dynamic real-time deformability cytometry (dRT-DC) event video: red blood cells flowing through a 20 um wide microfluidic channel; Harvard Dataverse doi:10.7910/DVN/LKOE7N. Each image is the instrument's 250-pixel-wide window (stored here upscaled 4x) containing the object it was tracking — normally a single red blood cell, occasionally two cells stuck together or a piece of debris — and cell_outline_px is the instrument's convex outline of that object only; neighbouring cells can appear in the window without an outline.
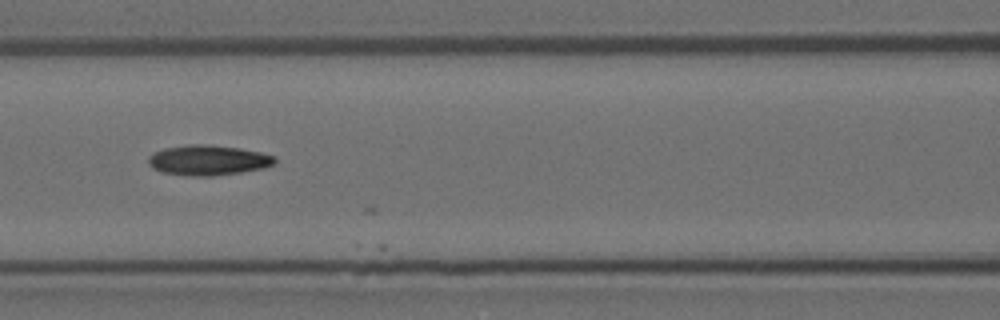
{"species": "Egyptian fruit bat (a non-hibernating species)", "species_latin": "Rousettus aegyptiacus", "temperature_condition": "room temperature", "stored_images_in_passage": 7, "camera_frame_rate_fps": 3000, "um_per_image_px": 0.085, "animal": {"sex": "female"}, "frame": {"image": 1, "passage_image": 6, "time_ms": 1.667, "image_size_px": [1000, 320], "cell_outline_px": [[276, 164], [264, 168], [240, 172], [212, 176], [188, 176], [160, 172], [152, 168], [148, 164], [148, 156], [152, 152], [164, 148], [192, 144], [208, 144], [240, 148], [260, 152], [276, 156]], "centroid_in_image_um": [17.67, 13.62], "position_along_channel_um": 148.9, "area_um2": 22.54}}